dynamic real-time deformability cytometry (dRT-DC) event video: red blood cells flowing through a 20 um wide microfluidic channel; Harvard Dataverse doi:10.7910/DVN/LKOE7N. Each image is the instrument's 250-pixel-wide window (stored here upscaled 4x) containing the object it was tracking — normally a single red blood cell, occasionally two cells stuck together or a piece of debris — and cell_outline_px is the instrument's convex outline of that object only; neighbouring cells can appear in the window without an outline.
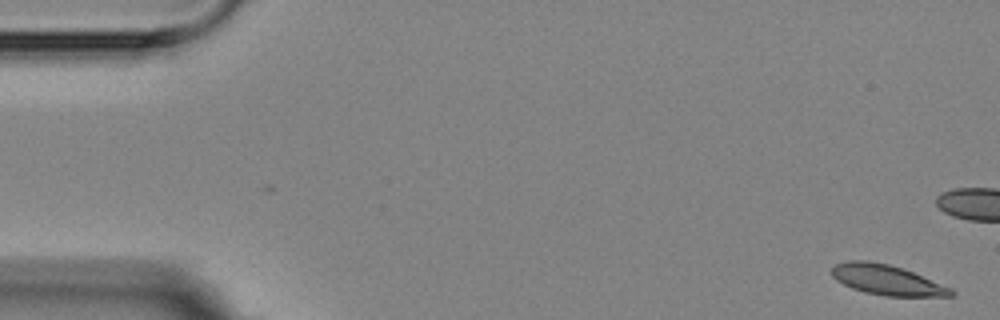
{"species": "Egyptian fruit bat (a non-hibernating species)", "species_latin": "Rousettus aegyptiacus", "temperature_condition": "room temperature", "stored_images_in_passage": 5, "camera_frame_rate_fps": 3000, "um_per_image_px": 0.085, "animal": {"sex": "female"}, "frame": {"image": 1, "passage_image": 1, "time_ms": 0.0, "image_size_px": [1000, 320], "cell_outline_px": [[956, 296], [884, 296], [864, 292], [852, 288], [836, 280], [832, 276], [832, 268], [836, 264], [848, 260], [868, 260], [888, 264], [912, 272], [952, 288], [956, 292]], "centroid_in_image_um": [75.39, 23.8], "position_along_channel_um": 9.6, "area_um2": 20.87}}